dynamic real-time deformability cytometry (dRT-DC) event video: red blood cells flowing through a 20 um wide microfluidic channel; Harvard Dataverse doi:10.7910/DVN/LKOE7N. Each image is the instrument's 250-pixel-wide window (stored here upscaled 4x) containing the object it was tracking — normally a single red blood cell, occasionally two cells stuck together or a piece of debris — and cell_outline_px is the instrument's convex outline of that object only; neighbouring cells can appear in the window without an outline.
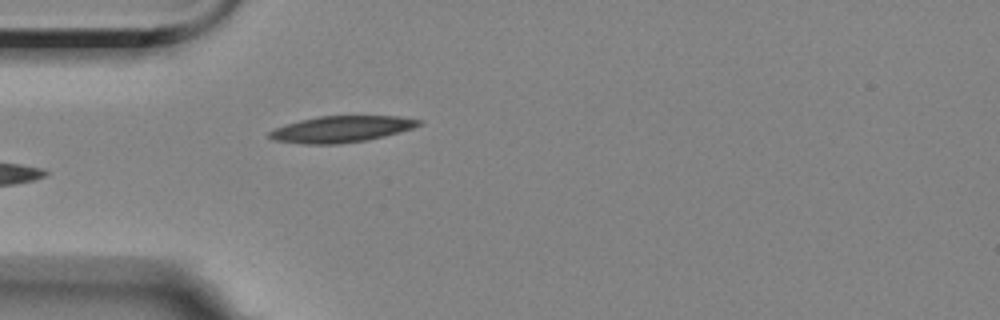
{"species": "Egyptian fruit bat (a non-hibernating species)", "species_latin": "Rousettus aegyptiacus", "temperature_condition": "room temperature", "stored_images_in_passage": 5, "camera_frame_rate_fps": 3000, "um_per_image_px": 0.085, "animal": {"sex": "female"}, "frame": {"image": 1, "passage_image": 5, "time_ms": 4.333, "image_size_px": [1000, 320], "cell_outline_px": [[424, 124], [400, 132], [384, 136], [364, 140], [336, 144], [304, 144], [272, 140], [264, 136], [268, 132], [276, 128], [300, 120], [320, 116], [400, 116], [424, 120]], "centroid_in_image_um": [29.02, 10.97], "position_along_channel_um": 56.0, "area_um2": 23.0}}